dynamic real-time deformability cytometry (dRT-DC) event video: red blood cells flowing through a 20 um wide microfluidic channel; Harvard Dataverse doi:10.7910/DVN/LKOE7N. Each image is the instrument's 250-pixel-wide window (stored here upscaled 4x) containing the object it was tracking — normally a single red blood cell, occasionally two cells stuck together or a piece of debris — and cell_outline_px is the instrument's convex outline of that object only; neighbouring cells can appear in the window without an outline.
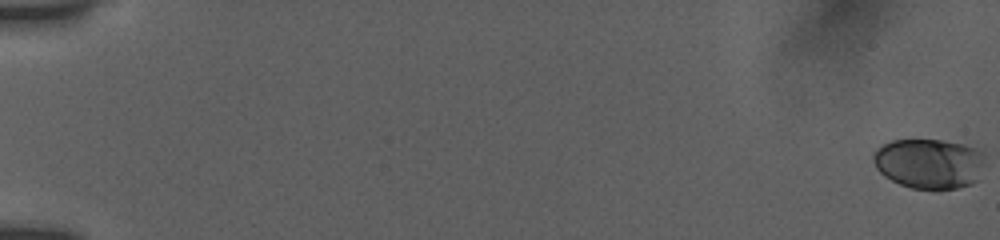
{"species": "human", "species_latin": "Homo sapiens", "temperature_condition": "room temperature", "stored_images_in_passage": 36, "camera_frame_rate_fps": 3000, "um_per_image_px": 0.085, "donor": {"sex": "female"}, "frame": {"image": 1, "passage_image": 1, "time_ms": 0.0, "image_size_px": [1000, 240], "cell_outline_px": [[984, 164], [976, 180], [972, 184], [956, 188], [912, 188], [900, 184], [884, 176], [876, 168], [872, 160], [872, 156], [876, 148], [892, 140], [940, 140], [964, 144], [984, 148]], "centroid_in_image_um": [79.0, 13.87], "position_along_channel_um": 6.0, "area_um2": 32.77}}
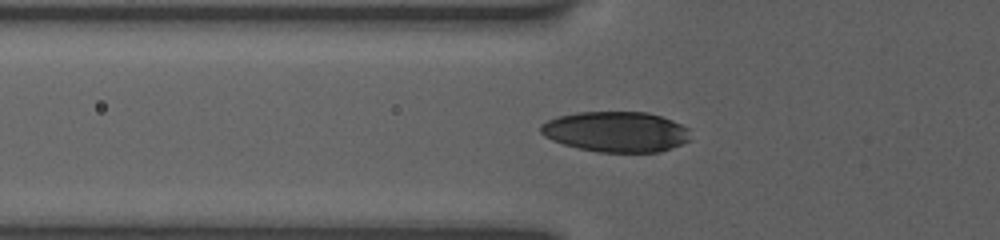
{"frame": {"image": 2, "passage_image": 32, "time_ms": 7.0, "image_size_px": [1000, 240], "cell_outline_px": [[688, 140], [672, 148], [660, 152], [600, 152], [580, 148], [564, 144], [552, 140], [544, 136], [540, 132], [540, 124], [556, 116], [576, 112], [648, 112], [672, 120], [688, 128]], "centroid_in_image_um": [52.32, 11.19], "position_along_channel_um": 73.5, "area_um2": 35.2}}
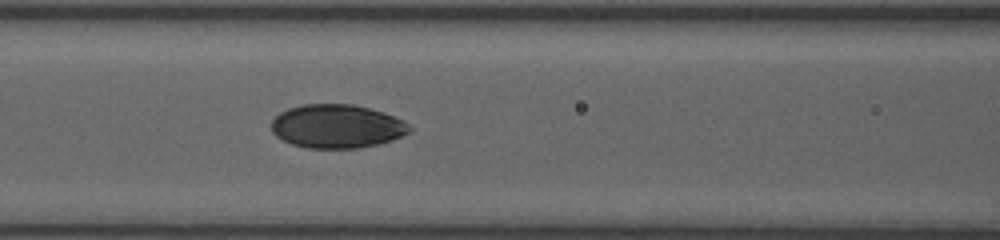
{"frame": {"image": 3, "passage_image": 36, "time_ms": 8.667, "image_size_px": [1000, 240], "cell_outline_px": [[412, 128], [408, 132], [392, 140], [380, 144], [356, 148], [308, 148], [292, 144], [276, 136], [272, 132], [272, 120], [280, 112], [288, 108], [300, 104], [352, 104], [384, 112], [404, 120]], "centroid_in_image_um": [28.63, 10.73], "position_along_channel_um": 138.0, "area_um2": 35.14}}